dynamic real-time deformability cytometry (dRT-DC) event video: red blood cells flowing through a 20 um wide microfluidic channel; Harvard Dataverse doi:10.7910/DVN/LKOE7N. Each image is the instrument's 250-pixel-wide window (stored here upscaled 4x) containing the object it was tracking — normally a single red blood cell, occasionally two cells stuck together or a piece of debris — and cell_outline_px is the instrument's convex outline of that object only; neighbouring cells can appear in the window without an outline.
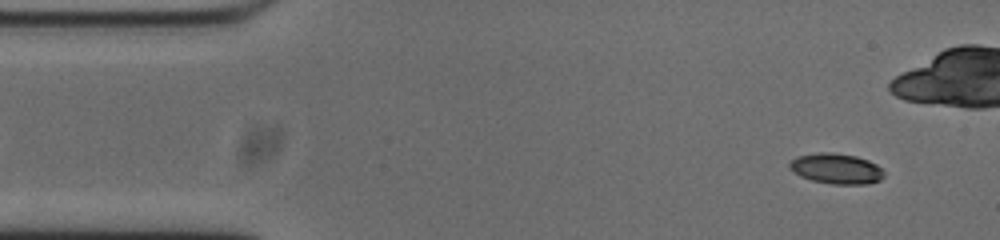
{"species": "common noctule bat (a hibernating species)", "species_latin": "Nyctalus noctula", "temperature_condition": "cold", "stored_images_in_passage": 40, "camera_frame_rate_fps": 3000, "um_per_image_px": 0.085, "animal": {"sex": "male", "body_mass_g": 20.0, "forearm_length_mm": 53.3}, "frame": {"image": 1, "passage_image": 3, "time_ms": 0.667, "image_size_px": [1000, 240], "cell_outline_px": [[884, 176], [880, 180], [868, 184], [832, 184], [812, 180], [800, 176], [792, 172], [788, 168], [788, 164], [796, 156], [820, 152], [832, 152], [856, 156], [868, 160], [876, 164], [884, 172]], "centroid_in_image_um": [71.06, 14.33], "position_along_channel_um": 13.9, "area_um2": 16.88}}
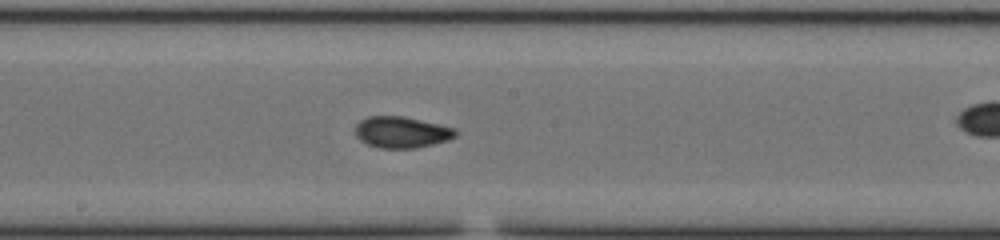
{"frame": {"image": 2, "passage_image": 26, "time_ms": 8.333, "image_size_px": [1000, 240], "cell_outline_px": [[456, 136], [448, 140], [416, 148], [380, 148], [368, 144], [360, 140], [356, 136], [356, 124], [360, 120], [368, 116], [404, 116], [456, 128]], "centroid_in_image_um": [34.13, 11.23], "position_along_channel_um": 214.1, "area_um2": 18.26}}
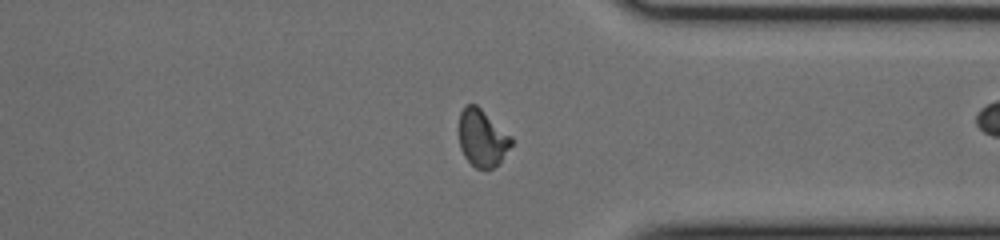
{"frame": {"image": 3, "passage_image": 39, "time_ms": 12.667, "image_size_px": [1000, 240], "cell_outline_px": [[512, 144], [500, 160], [492, 168], [476, 168], [464, 156], [460, 148], [460, 112], [464, 104], [476, 104], [512, 136]], "centroid_in_image_um": [40.98, 11.7], "position_along_channel_um": 370.4, "area_um2": 17.17}}